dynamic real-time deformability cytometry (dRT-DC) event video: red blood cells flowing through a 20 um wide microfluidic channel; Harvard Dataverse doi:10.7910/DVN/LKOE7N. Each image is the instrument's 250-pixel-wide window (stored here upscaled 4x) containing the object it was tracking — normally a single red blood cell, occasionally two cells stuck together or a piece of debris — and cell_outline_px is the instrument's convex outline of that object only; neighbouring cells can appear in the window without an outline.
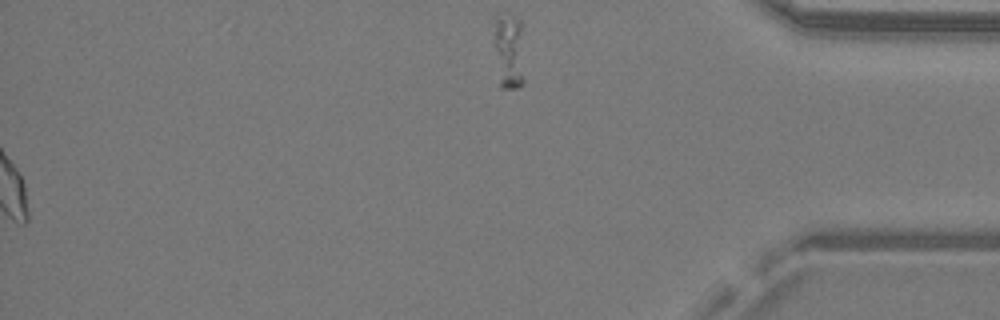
{"species": "common noctule bat (a hibernating species)", "species_latin": "Nyctalus noctula", "temperature_condition": "warm", "stored_images_in_passage": 34, "segment_of_instrument_passage": [2, 2], "camera_frame_rate_fps": 3000, "um_per_image_px": 0.085, "animal": {"sex": "male", "body_mass_g": 19.2, "forearm_length_mm": 51.8}, "frame": {"image": 1, "passage_image": 34, "time_ms": 11.0, "image_size_px": [1000, 320], "cell_outline_px": [[524, 80], [516, 88], [500, 88], [492, 16], [496, 12], [508, 12], [520, 20]], "centroid_in_image_um": [43.22, 4.21], "position_along_channel_um": 392.0, "area_um2": 13.76}}